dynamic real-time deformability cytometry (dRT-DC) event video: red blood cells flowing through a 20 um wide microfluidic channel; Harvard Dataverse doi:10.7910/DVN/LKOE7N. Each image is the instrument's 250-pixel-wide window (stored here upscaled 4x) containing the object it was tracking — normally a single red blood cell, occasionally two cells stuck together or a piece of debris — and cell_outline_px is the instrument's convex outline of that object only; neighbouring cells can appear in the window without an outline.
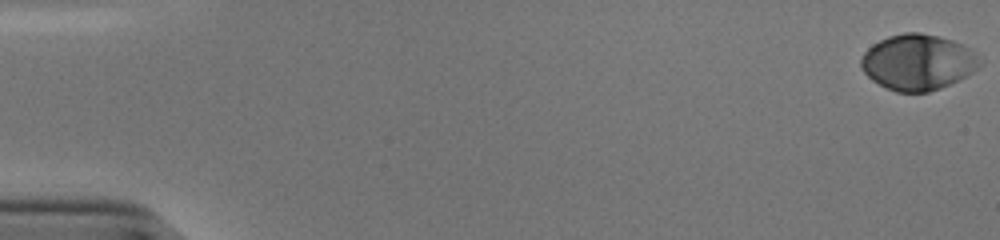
{"species": "human", "species_latin": "Homo sapiens", "temperature_condition": "cold", "stored_images_in_passage": 46, "camera_frame_rate_fps": 3000, "um_per_image_px": 0.085, "donor": {"sex": "male"}, "frame": {"image": 1, "passage_image": 1, "time_ms": 0.0, "image_size_px": [1000, 240], "cell_outline_px": [[980, 68], [940, 88], [928, 92], [896, 92], [872, 80], [860, 68], [860, 60], [864, 52], [872, 44], [888, 36], [904, 32], [920, 32], [952, 40], [968, 48], [976, 56], [980, 64]], "centroid_in_image_um": [77.96, 5.28], "position_along_channel_um": 7.0, "area_um2": 38.15}}
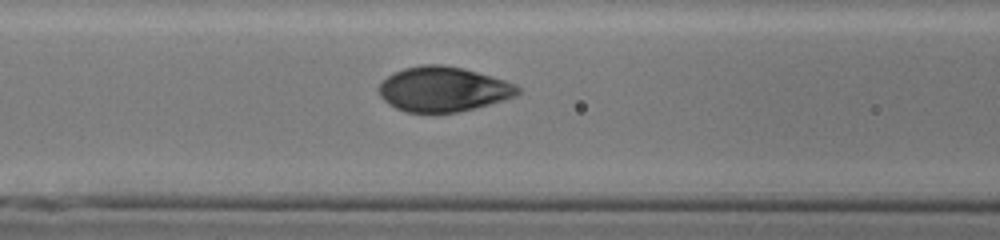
{"frame": {"image": 2, "passage_image": 24, "time_ms": 7.667, "image_size_px": [1000, 240], "cell_outline_px": [[520, 92], [516, 96], [504, 100], [476, 108], [456, 112], [404, 112], [388, 104], [380, 96], [376, 88], [392, 72], [404, 68], [424, 64], [440, 64], [460, 68], [492, 76], [516, 84], [520, 88]], "centroid_in_image_um": [37.65, 7.58], "position_along_channel_um": 128.9, "area_um2": 36.36}}
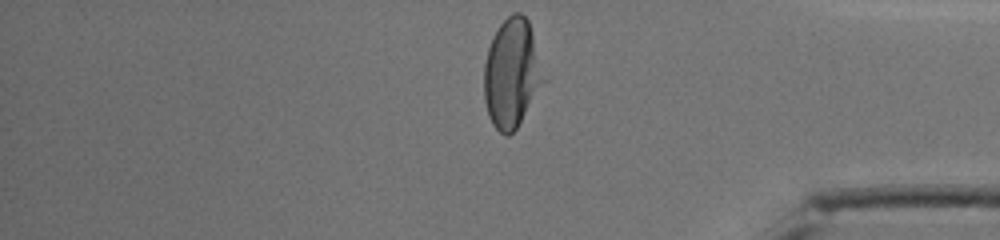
{"frame": {"image": 3, "passage_image": 46, "time_ms": 15.0, "image_size_px": [1000, 240], "cell_outline_px": [[548, 80], [516, 128], [508, 136], [504, 136], [492, 124], [488, 116], [484, 100], [484, 64], [488, 48], [492, 36], [496, 28], [512, 12], [520, 12], [528, 20]], "centroid_in_image_um": [43.53, 6.24], "position_along_channel_um": 391.7, "area_um2": 38.55}, "authors_computed_cell_mechanics": {"area_um2": 37.9457, "velocity_mm_per_s": 3.8456, "shape_relaxation_time_tau1_ms": 3.3988, "shape_relaxation_time_tau2_ms": null, "deformation_change_tau1": 0.1769, "deformation_change_tau2": null}}